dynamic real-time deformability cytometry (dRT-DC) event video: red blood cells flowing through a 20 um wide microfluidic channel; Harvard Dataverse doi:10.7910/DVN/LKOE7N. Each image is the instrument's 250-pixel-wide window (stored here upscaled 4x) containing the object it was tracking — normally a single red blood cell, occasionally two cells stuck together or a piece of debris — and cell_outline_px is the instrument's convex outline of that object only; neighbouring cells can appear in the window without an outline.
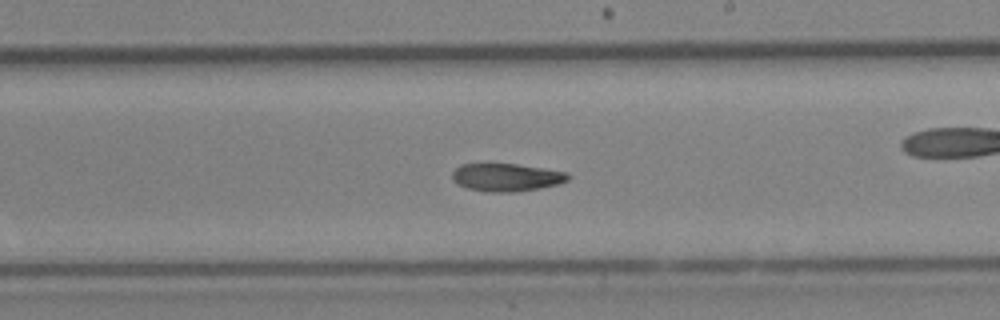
{"species": "Egyptian fruit bat (a non-hibernating species)", "species_latin": "Rousettus aegyptiacus", "temperature_condition": "cold", "stored_images_in_passage": 32, "camera_frame_rate_fps": 3000, "um_per_image_px": 0.085, "animal": {"sex": "female"}, "frame": {"image": 1, "passage_image": 19, "time_ms": 6.0, "image_size_px": [1000, 320], "cell_outline_px": [[572, 176], [568, 180], [556, 184], [540, 188], [516, 192], [488, 192], [468, 188], [460, 184], [452, 176], [452, 172], [460, 164], [516, 164], [544, 168], [568, 172]], "centroid_in_image_um": [43.1, 15.07], "position_along_channel_um": 245.9, "area_um2": 18.67}}